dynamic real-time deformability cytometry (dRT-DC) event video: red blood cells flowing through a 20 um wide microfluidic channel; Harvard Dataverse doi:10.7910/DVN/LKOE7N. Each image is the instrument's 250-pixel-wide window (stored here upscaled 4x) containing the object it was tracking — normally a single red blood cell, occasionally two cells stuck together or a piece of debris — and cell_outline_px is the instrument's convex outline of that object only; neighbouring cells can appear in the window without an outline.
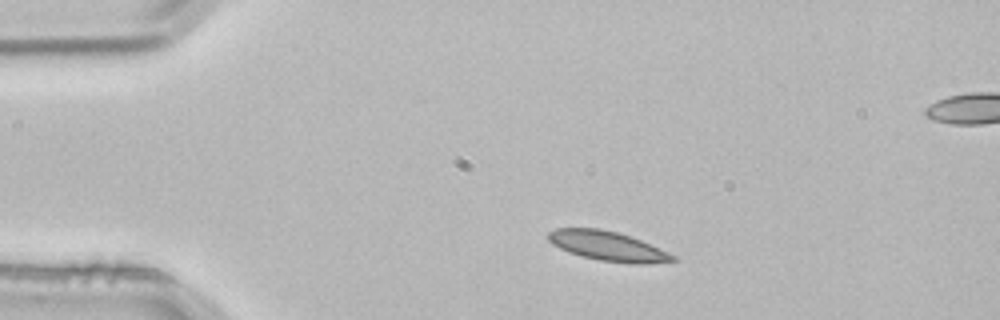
{"species": "common noctule bat (a hibernating species)", "species_latin": "Nyctalus noctula", "temperature_condition": "room temperature", "stored_images_in_passage": 2, "camera_frame_rate_fps": 3000, "um_per_image_px": 0.085, "animal": {"sex": "male", "body_mass_g": 21.5, "forearm_length_mm": 52.0}, "frame": {"image": 1, "passage_image": 1, "time_ms": 0.0, "image_size_px": [1000, 320], "cell_outline_px": [[676, 260], [644, 264], [636, 264], [600, 260], [580, 256], [568, 252], [552, 244], [548, 240], [548, 232], [556, 228], [600, 228], [616, 232], [640, 240], [676, 256]], "centroid_in_image_um": [51.6, 20.91], "position_along_channel_um": 33.4, "area_um2": 21.15}}